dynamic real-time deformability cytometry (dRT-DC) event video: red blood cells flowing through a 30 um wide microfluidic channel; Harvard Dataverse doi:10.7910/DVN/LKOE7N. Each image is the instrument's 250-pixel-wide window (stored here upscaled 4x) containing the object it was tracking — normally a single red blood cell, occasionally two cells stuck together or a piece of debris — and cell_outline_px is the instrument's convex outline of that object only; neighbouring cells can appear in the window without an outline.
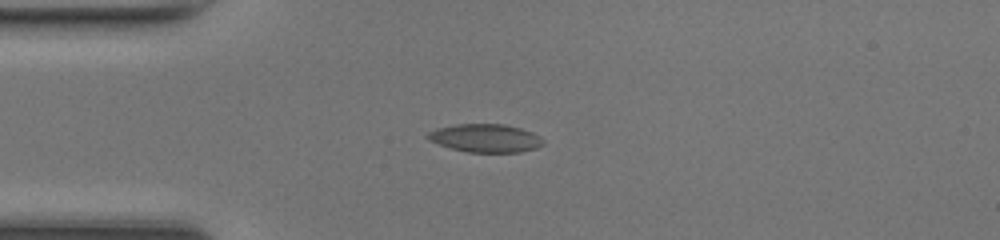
{"species": "common noctule bat (a hibernating species)", "species_latin": "Nyctalus noctula", "temperature_condition": "room temperature", "stored_images_in_passage": 46, "camera_frame_rate_fps": 3000, "um_per_image_px": 0.085, "animal": {"sex": "female", "body_mass_g": 17.0, "forearm_length_mm": 48.0}, "frame": {"image": 1, "passage_image": 11, "time_ms": 3.333, "image_size_px": [1000, 240], "cell_outline_px": [[544, 144], [536, 148], [520, 152], [468, 152], [452, 148], [428, 140], [424, 136], [428, 132], [436, 128], [456, 124], [504, 124], [520, 128], [532, 132], [540, 136], [544, 140]], "centroid_in_image_um": [41.26, 11.73], "position_along_channel_um": 43.7, "area_um2": 19.02}}
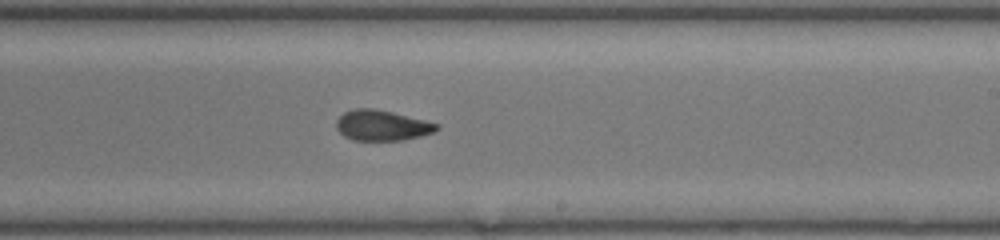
{"frame": {"image": 2, "passage_image": 27, "time_ms": 8.667, "image_size_px": [1000, 240], "cell_outline_px": [[440, 128], [436, 132], [404, 140], [352, 140], [344, 136], [336, 128], [336, 120], [344, 112], [356, 108], [372, 108], [392, 112], [440, 124]], "centroid_in_image_um": [32.48, 10.66], "position_along_channel_um": 256.5, "area_um2": 17.86}}
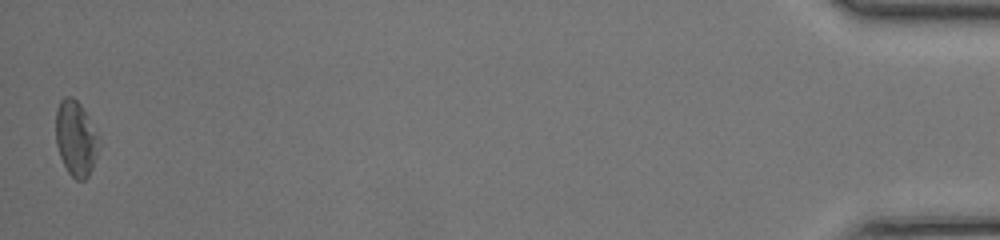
{"frame": {"image": 3, "passage_image": 46, "time_ms": 15.0, "image_size_px": [1000, 240], "cell_outline_px": [[100, 144], [92, 168], [88, 176], [84, 180], [76, 180], [68, 172], [60, 156], [56, 144], [56, 108], [60, 100], [64, 96], [72, 96], [80, 104]], "centroid_in_image_um": [6.4, 11.77], "position_along_channel_um": 428.8, "area_um2": 18.44}, "authors_computed_cell_mechanics": {"area_um2": 18.2359, "velocity_mm_per_s": 4.351, "shape_relaxation_time_tau1_ms": null, "shape_relaxation_time_tau2_ms": 2.3215, "deformation_change_tau1": null, "deformation_change_tau2": 0.086}}